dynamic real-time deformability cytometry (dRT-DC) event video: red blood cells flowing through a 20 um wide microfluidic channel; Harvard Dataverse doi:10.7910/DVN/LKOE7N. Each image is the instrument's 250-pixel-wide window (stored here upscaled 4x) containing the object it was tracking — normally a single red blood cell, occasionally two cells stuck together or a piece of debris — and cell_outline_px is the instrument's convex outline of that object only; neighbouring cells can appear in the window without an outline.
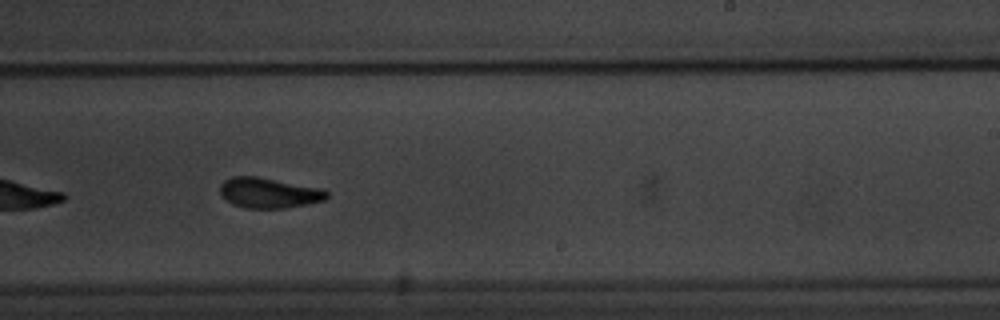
{"species": "common noctule bat (a hibernating species)", "species_latin": "Nyctalus noctula", "temperature_condition": "warm", "stored_images_in_passage": 17, "camera_frame_rate_fps": 3000, "um_per_image_px": 0.085, "animal": {"sex": "male", "body_mass_g": 20.1, "forearm_length_mm": 53.5}, "frame": {"image": 1, "passage_image": 12, "time_ms": 12.667, "image_size_px": [1000, 320], "cell_outline_px": [[328, 196], [324, 200], [308, 204], [284, 208], [244, 208], [232, 204], [220, 192], [220, 184], [224, 180], [232, 176], [256, 176], [324, 188], [328, 192]], "centroid_in_image_um": [22.88, 16.38], "position_along_channel_um": 266.1, "area_um2": 18.96}, "authors_computed_cell_mechanics": {"area_um2": 19.363, "velocity_mm_per_s": 3.432, "shape_relaxation_time_tau1_ms": 2.1008, "shape_relaxation_time_tau2_ms": 1.6646, "deformation_change_tau1": 0.1278, "deformation_change_tau2": 0.0527}}